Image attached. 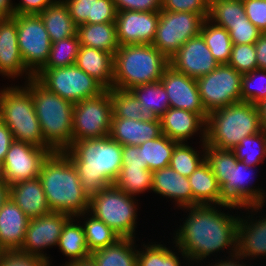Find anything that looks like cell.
<instances>
[{
	"label": "cell",
	"mask_w": 266,
	"mask_h": 266,
	"mask_svg": "<svg viewBox=\"0 0 266 266\" xmlns=\"http://www.w3.org/2000/svg\"><path fill=\"white\" fill-rule=\"evenodd\" d=\"M225 209H242L234 204H205L183 208L189 215L173 237L178 253L189 264L201 263L213 253H220L228 248L229 255L237 253V227L240 215L224 213ZM222 211V212H221ZM231 250V251H229ZM191 260V261H190ZM193 261V262H192ZM192 262V263H191Z\"/></svg>",
	"instance_id": "obj_1"
},
{
	"label": "cell",
	"mask_w": 266,
	"mask_h": 266,
	"mask_svg": "<svg viewBox=\"0 0 266 266\" xmlns=\"http://www.w3.org/2000/svg\"><path fill=\"white\" fill-rule=\"evenodd\" d=\"M63 152L76 167L83 191L89 198L113 185L122 167V145L109 136L72 141Z\"/></svg>",
	"instance_id": "obj_2"
},
{
	"label": "cell",
	"mask_w": 266,
	"mask_h": 266,
	"mask_svg": "<svg viewBox=\"0 0 266 266\" xmlns=\"http://www.w3.org/2000/svg\"><path fill=\"white\" fill-rule=\"evenodd\" d=\"M39 179L52 212L76 217L88 211L90 198L83 191L76 167L63 151L49 154L42 163Z\"/></svg>",
	"instance_id": "obj_3"
},
{
	"label": "cell",
	"mask_w": 266,
	"mask_h": 266,
	"mask_svg": "<svg viewBox=\"0 0 266 266\" xmlns=\"http://www.w3.org/2000/svg\"><path fill=\"white\" fill-rule=\"evenodd\" d=\"M205 160L209 163L221 188L222 196L228 203L239 207L266 204L265 190L253 187L251 184L253 180L250 179L256 175L253 173L256 167L239 161L232 150L209 146L206 142Z\"/></svg>",
	"instance_id": "obj_4"
},
{
	"label": "cell",
	"mask_w": 266,
	"mask_h": 266,
	"mask_svg": "<svg viewBox=\"0 0 266 266\" xmlns=\"http://www.w3.org/2000/svg\"><path fill=\"white\" fill-rule=\"evenodd\" d=\"M168 66L169 59L152 44L119 46L114 54L112 88L130 90L160 81Z\"/></svg>",
	"instance_id": "obj_5"
},
{
	"label": "cell",
	"mask_w": 266,
	"mask_h": 266,
	"mask_svg": "<svg viewBox=\"0 0 266 266\" xmlns=\"http://www.w3.org/2000/svg\"><path fill=\"white\" fill-rule=\"evenodd\" d=\"M31 95L45 142L56 152L72 144L74 103L31 78Z\"/></svg>",
	"instance_id": "obj_6"
},
{
	"label": "cell",
	"mask_w": 266,
	"mask_h": 266,
	"mask_svg": "<svg viewBox=\"0 0 266 266\" xmlns=\"http://www.w3.org/2000/svg\"><path fill=\"white\" fill-rule=\"evenodd\" d=\"M261 131L257 106L241 101L208 114L206 144L232 150L244 137Z\"/></svg>",
	"instance_id": "obj_7"
},
{
	"label": "cell",
	"mask_w": 266,
	"mask_h": 266,
	"mask_svg": "<svg viewBox=\"0 0 266 266\" xmlns=\"http://www.w3.org/2000/svg\"><path fill=\"white\" fill-rule=\"evenodd\" d=\"M1 120L16 141L37 147L51 148L44 140L31 95V79L24 87L5 86L1 89Z\"/></svg>",
	"instance_id": "obj_8"
},
{
	"label": "cell",
	"mask_w": 266,
	"mask_h": 266,
	"mask_svg": "<svg viewBox=\"0 0 266 266\" xmlns=\"http://www.w3.org/2000/svg\"><path fill=\"white\" fill-rule=\"evenodd\" d=\"M135 197L128 195L114 184L90 197L88 212L121 238H134L137 228V206Z\"/></svg>",
	"instance_id": "obj_9"
},
{
	"label": "cell",
	"mask_w": 266,
	"mask_h": 266,
	"mask_svg": "<svg viewBox=\"0 0 266 266\" xmlns=\"http://www.w3.org/2000/svg\"><path fill=\"white\" fill-rule=\"evenodd\" d=\"M34 77L48 90L72 103L97 97L106 90L76 64L41 68Z\"/></svg>",
	"instance_id": "obj_10"
},
{
	"label": "cell",
	"mask_w": 266,
	"mask_h": 266,
	"mask_svg": "<svg viewBox=\"0 0 266 266\" xmlns=\"http://www.w3.org/2000/svg\"><path fill=\"white\" fill-rule=\"evenodd\" d=\"M113 118L110 89L74 103L72 141L109 136Z\"/></svg>",
	"instance_id": "obj_11"
},
{
	"label": "cell",
	"mask_w": 266,
	"mask_h": 266,
	"mask_svg": "<svg viewBox=\"0 0 266 266\" xmlns=\"http://www.w3.org/2000/svg\"><path fill=\"white\" fill-rule=\"evenodd\" d=\"M204 20L201 14L160 11L152 45L170 59L190 38L200 34Z\"/></svg>",
	"instance_id": "obj_12"
},
{
	"label": "cell",
	"mask_w": 266,
	"mask_h": 266,
	"mask_svg": "<svg viewBox=\"0 0 266 266\" xmlns=\"http://www.w3.org/2000/svg\"><path fill=\"white\" fill-rule=\"evenodd\" d=\"M242 73L228 64L196 79L201 102L205 111H212L241 102Z\"/></svg>",
	"instance_id": "obj_13"
},
{
	"label": "cell",
	"mask_w": 266,
	"mask_h": 266,
	"mask_svg": "<svg viewBox=\"0 0 266 266\" xmlns=\"http://www.w3.org/2000/svg\"><path fill=\"white\" fill-rule=\"evenodd\" d=\"M18 46L26 68L35 75L46 63L51 40L38 14H17Z\"/></svg>",
	"instance_id": "obj_14"
},
{
	"label": "cell",
	"mask_w": 266,
	"mask_h": 266,
	"mask_svg": "<svg viewBox=\"0 0 266 266\" xmlns=\"http://www.w3.org/2000/svg\"><path fill=\"white\" fill-rule=\"evenodd\" d=\"M52 152H55L52 148L15 140L3 161L5 181L12 185L39 177L42 163Z\"/></svg>",
	"instance_id": "obj_15"
},
{
	"label": "cell",
	"mask_w": 266,
	"mask_h": 266,
	"mask_svg": "<svg viewBox=\"0 0 266 266\" xmlns=\"http://www.w3.org/2000/svg\"><path fill=\"white\" fill-rule=\"evenodd\" d=\"M70 217L66 213L51 212L30 219L25 240L19 252L44 258L48 260L49 266H51L50 257L46 253L44 254L43 250L58 245L64 224Z\"/></svg>",
	"instance_id": "obj_16"
},
{
	"label": "cell",
	"mask_w": 266,
	"mask_h": 266,
	"mask_svg": "<svg viewBox=\"0 0 266 266\" xmlns=\"http://www.w3.org/2000/svg\"><path fill=\"white\" fill-rule=\"evenodd\" d=\"M170 101V107L197 113L205 122L208 113L201 102L196 79L168 66L160 79Z\"/></svg>",
	"instance_id": "obj_17"
},
{
	"label": "cell",
	"mask_w": 266,
	"mask_h": 266,
	"mask_svg": "<svg viewBox=\"0 0 266 266\" xmlns=\"http://www.w3.org/2000/svg\"><path fill=\"white\" fill-rule=\"evenodd\" d=\"M219 65L201 34L190 38L169 59V66L175 71L194 79L209 74Z\"/></svg>",
	"instance_id": "obj_18"
},
{
	"label": "cell",
	"mask_w": 266,
	"mask_h": 266,
	"mask_svg": "<svg viewBox=\"0 0 266 266\" xmlns=\"http://www.w3.org/2000/svg\"><path fill=\"white\" fill-rule=\"evenodd\" d=\"M160 11H119L115 19L119 46L152 44L155 37Z\"/></svg>",
	"instance_id": "obj_19"
},
{
	"label": "cell",
	"mask_w": 266,
	"mask_h": 266,
	"mask_svg": "<svg viewBox=\"0 0 266 266\" xmlns=\"http://www.w3.org/2000/svg\"><path fill=\"white\" fill-rule=\"evenodd\" d=\"M264 204H251L243 206L249 216H240L237 227V253L243 258L256 259L258 257L266 258V215L254 220L249 212H258ZM249 209L251 211H249ZM245 219H244V218ZM251 217V218H250ZM247 218V219H246Z\"/></svg>",
	"instance_id": "obj_20"
},
{
	"label": "cell",
	"mask_w": 266,
	"mask_h": 266,
	"mask_svg": "<svg viewBox=\"0 0 266 266\" xmlns=\"http://www.w3.org/2000/svg\"><path fill=\"white\" fill-rule=\"evenodd\" d=\"M34 75L26 68L18 46L17 24L11 19H0V74L9 78ZM28 79V80H27Z\"/></svg>",
	"instance_id": "obj_21"
},
{
	"label": "cell",
	"mask_w": 266,
	"mask_h": 266,
	"mask_svg": "<svg viewBox=\"0 0 266 266\" xmlns=\"http://www.w3.org/2000/svg\"><path fill=\"white\" fill-rule=\"evenodd\" d=\"M160 122L162 134L173 141L187 143L200 131V141L206 142V122L197 113L170 107L160 117Z\"/></svg>",
	"instance_id": "obj_22"
},
{
	"label": "cell",
	"mask_w": 266,
	"mask_h": 266,
	"mask_svg": "<svg viewBox=\"0 0 266 266\" xmlns=\"http://www.w3.org/2000/svg\"><path fill=\"white\" fill-rule=\"evenodd\" d=\"M162 135L160 118L143 120L112 118L109 137L121 145L139 146Z\"/></svg>",
	"instance_id": "obj_23"
},
{
	"label": "cell",
	"mask_w": 266,
	"mask_h": 266,
	"mask_svg": "<svg viewBox=\"0 0 266 266\" xmlns=\"http://www.w3.org/2000/svg\"><path fill=\"white\" fill-rule=\"evenodd\" d=\"M29 220L9 197L0 208V248L3 252L20 250Z\"/></svg>",
	"instance_id": "obj_24"
},
{
	"label": "cell",
	"mask_w": 266,
	"mask_h": 266,
	"mask_svg": "<svg viewBox=\"0 0 266 266\" xmlns=\"http://www.w3.org/2000/svg\"><path fill=\"white\" fill-rule=\"evenodd\" d=\"M163 197L174 199L176 207L193 206V194L188 177L180 175L170 166L153 171L152 190Z\"/></svg>",
	"instance_id": "obj_25"
},
{
	"label": "cell",
	"mask_w": 266,
	"mask_h": 266,
	"mask_svg": "<svg viewBox=\"0 0 266 266\" xmlns=\"http://www.w3.org/2000/svg\"><path fill=\"white\" fill-rule=\"evenodd\" d=\"M9 197L30 219L52 212L39 177L10 185Z\"/></svg>",
	"instance_id": "obj_26"
},
{
	"label": "cell",
	"mask_w": 266,
	"mask_h": 266,
	"mask_svg": "<svg viewBox=\"0 0 266 266\" xmlns=\"http://www.w3.org/2000/svg\"><path fill=\"white\" fill-rule=\"evenodd\" d=\"M97 80L106 90L113 86L114 55L106 51L80 46L75 63Z\"/></svg>",
	"instance_id": "obj_27"
},
{
	"label": "cell",
	"mask_w": 266,
	"mask_h": 266,
	"mask_svg": "<svg viewBox=\"0 0 266 266\" xmlns=\"http://www.w3.org/2000/svg\"><path fill=\"white\" fill-rule=\"evenodd\" d=\"M74 23L115 22L117 10L113 0H63Z\"/></svg>",
	"instance_id": "obj_28"
},
{
	"label": "cell",
	"mask_w": 266,
	"mask_h": 266,
	"mask_svg": "<svg viewBox=\"0 0 266 266\" xmlns=\"http://www.w3.org/2000/svg\"><path fill=\"white\" fill-rule=\"evenodd\" d=\"M193 194V206L205 204H227L223 198L217 178L205 160L188 177Z\"/></svg>",
	"instance_id": "obj_29"
},
{
	"label": "cell",
	"mask_w": 266,
	"mask_h": 266,
	"mask_svg": "<svg viewBox=\"0 0 266 266\" xmlns=\"http://www.w3.org/2000/svg\"><path fill=\"white\" fill-rule=\"evenodd\" d=\"M38 15L45 25L51 43L77 35V25L63 0H56Z\"/></svg>",
	"instance_id": "obj_30"
},
{
	"label": "cell",
	"mask_w": 266,
	"mask_h": 266,
	"mask_svg": "<svg viewBox=\"0 0 266 266\" xmlns=\"http://www.w3.org/2000/svg\"><path fill=\"white\" fill-rule=\"evenodd\" d=\"M80 46L100 49L111 54L119 49L115 22L88 24L77 26Z\"/></svg>",
	"instance_id": "obj_31"
},
{
	"label": "cell",
	"mask_w": 266,
	"mask_h": 266,
	"mask_svg": "<svg viewBox=\"0 0 266 266\" xmlns=\"http://www.w3.org/2000/svg\"><path fill=\"white\" fill-rule=\"evenodd\" d=\"M75 218V219H74ZM76 217H70L64 224L63 231L59 237L58 247L60 251L69 257V262H65L68 266L74 262L81 261L90 257V252L88 250L85 232L82 225L76 222Z\"/></svg>",
	"instance_id": "obj_32"
},
{
	"label": "cell",
	"mask_w": 266,
	"mask_h": 266,
	"mask_svg": "<svg viewBox=\"0 0 266 266\" xmlns=\"http://www.w3.org/2000/svg\"><path fill=\"white\" fill-rule=\"evenodd\" d=\"M135 241V242H134ZM134 238H120L113 245L90 254L97 266H137V252Z\"/></svg>",
	"instance_id": "obj_33"
},
{
	"label": "cell",
	"mask_w": 266,
	"mask_h": 266,
	"mask_svg": "<svg viewBox=\"0 0 266 266\" xmlns=\"http://www.w3.org/2000/svg\"><path fill=\"white\" fill-rule=\"evenodd\" d=\"M130 91L149 117L160 118L170 108L169 98L160 81L136 86Z\"/></svg>",
	"instance_id": "obj_34"
},
{
	"label": "cell",
	"mask_w": 266,
	"mask_h": 266,
	"mask_svg": "<svg viewBox=\"0 0 266 266\" xmlns=\"http://www.w3.org/2000/svg\"><path fill=\"white\" fill-rule=\"evenodd\" d=\"M85 215L88 216L86 217ZM80 217L83 218V220H86L82 226L84 228L86 244L90 253L113 245L121 238L112 228L108 227L102 220L89 214L88 211L76 216L78 219Z\"/></svg>",
	"instance_id": "obj_35"
},
{
	"label": "cell",
	"mask_w": 266,
	"mask_h": 266,
	"mask_svg": "<svg viewBox=\"0 0 266 266\" xmlns=\"http://www.w3.org/2000/svg\"><path fill=\"white\" fill-rule=\"evenodd\" d=\"M200 34L215 60L219 64H228L233 45L229 32L225 28L219 27L205 19L202 23Z\"/></svg>",
	"instance_id": "obj_36"
},
{
	"label": "cell",
	"mask_w": 266,
	"mask_h": 266,
	"mask_svg": "<svg viewBox=\"0 0 266 266\" xmlns=\"http://www.w3.org/2000/svg\"><path fill=\"white\" fill-rule=\"evenodd\" d=\"M178 142L162 134L158 138L146 141L139 145L142 148L143 163L150 171L169 166L173 150Z\"/></svg>",
	"instance_id": "obj_37"
},
{
	"label": "cell",
	"mask_w": 266,
	"mask_h": 266,
	"mask_svg": "<svg viewBox=\"0 0 266 266\" xmlns=\"http://www.w3.org/2000/svg\"><path fill=\"white\" fill-rule=\"evenodd\" d=\"M247 18L242 0H210L208 20L225 28L228 24L245 22Z\"/></svg>",
	"instance_id": "obj_38"
},
{
	"label": "cell",
	"mask_w": 266,
	"mask_h": 266,
	"mask_svg": "<svg viewBox=\"0 0 266 266\" xmlns=\"http://www.w3.org/2000/svg\"><path fill=\"white\" fill-rule=\"evenodd\" d=\"M153 171L148 168H121L114 185L131 196L152 190Z\"/></svg>",
	"instance_id": "obj_39"
},
{
	"label": "cell",
	"mask_w": 266,
	"mask_h": 266,
	"mask_svg": "<svg viewBox=\"0 0 266 266\" xmlns=\"http://www.w3.org/2000/svg\"><path fill=\"white\" fill-rule=\"evenodd\" d=\"M113 118L143 120L149 117L139 100L130 90L110 89Z\"/></svg>",
	"instance_id": "obj_40"
},
{
	"label": "cell",
	"mask_w": 266,
	"mask_h": 266,
	"mask_svg": "<svg viewBox=\"0 0 266 266\" xmlns=\"http://www.w3.org/2000/svg\"><path fill=\"white\" fill-rule=\"evenodd\" d=\"M232 151L239 161L257 167L266 159V132L262 130L244 137Z\"/></svg>",
	"instance_id": "obj_41"
},
{
	"label": "cell",
	"mask_w": 266,
	"mask_h": 266,
	"mask_svg": "<svg viewBox=\"0 0 266 266\" xmlns=\"http://www.w3.org/2000/svg\"><path fill=\"white\" fill-rule=\"evenodd\" d=\"M201 146L202 155L187 143H178L173 150L169 166L180 175L189 177L205 161V142H202Z\"/></svg>",
	"instance_id": "obj_42"
},
{
	"label": "cell",
	"mask_w": 266,
	"mask_h": 266,
	"mask_svg": "<svg viewBox=\"0 0 266 266\" xmlns=\"http://www.w3.org/2000/svg\"><path fill=\"white\" fill-rule=\"evenodd\" d=\"M80 48L78 35L62 39L51 44L48 60L42 68L71 66L76 63Z\"/></svg>",
	"instance_id": "obj_43"
},
{
	"label": "cell",
	"mask_w": 266,
	"mask_h": 266,
	"mask_svg": "<svg viewBox=\"0 0 266 266\" xmlns=\"http://www.w3.org/2000/svg\"><path fill=\"white\" fill-rule=\"evenodd\" d=\"M137 252V266H181L179 257L162 244H143Z\"/></svg>",
	"instance_id": "obj_44"
},
{
	"label": "cell",
	"mask_w": 266,
	"mask_h": 266,
	"mask_svg": "<svg viewBox=\"0 0 266 266\" xmlns=\"http://www.w3.org/2000/svg\"><path fill=\"white\" fill-rule=\"evenodd\" d=\"M257 80L260 82L256 84ZM264 99H266V70L255 69L243 74L241 101L257 105Z\"/></svg>",
	"instance_id": "obj_45"
},
{
	"label": "cell",
	"mask_w": 266,
	"mask_h": 266,
	"mask_svg": "<svg viewBox=\"0 0 266 266\" xmlns=\"http://www.w3.org/2000/svg\"><path fill=\"white\" fill-rule=\"evenodd\" d=\"M228 65L242 74L257 69L255 45L233 44Z\"/></svg>",
	"instance_id": "obj_46"
},
{
	"label": "cell",
	"mask_w": 266,
	"mask_h": 266,
	"mask_svg": "<svg viewBox=\"0 0 266 266\" xmlns=\"http://www.w3.org/2000/svg\"><path fill=\"white\" fill-rule=\"evenodd\" d=\"M210 0H162L161 11L190 12L208 19Z\"/></svg>",
	"instance_id": "obj_47"
},
{
	"label": "cell",
	"mask_w": 266,
	"mask_h": 266,
	"mask_svg": "<svg viewBox=\"0 0 266 266\" xmlns=\"http://www.w3.org/2000/svg\"><path fill=\"white\" fill-rule=\"evenodd\" d=\"M228 32L232 44H254L262 34L248 18H245V22L228 24Z\"/></svg>",
	"instance_id": "obj_48"
},
{
	"label": "cell",
	"mask_w": 266,
	"mask_h": 266,
	"mask_svg": "<svg viewBox=\"0 0 266 266\" xmlns=\"http://www.w3.org/2000/svg\"><path fill=\"white\" fill-rule=\"evenodd\" d=\"M0 266H49V262L44 258L19 251H6L0 256Z\"/></svg>",
	"instance_id": "obj_49"
},
{
	"label": "cell",
	"mask_w": 266,
	"mask_h": 266,
	"mask_svg": "<svg viewBox=\"0 0 266 266\" xmlns=\"http://www.w3.org/2000/svg\"><path fill=\"white\" fill-rule=\"evenodd\" d=\"M248 20L266 33V0H242Z\"/></svg>",
	"instance_id": "obj_50"
},
{
	"label": "cell",
	"mask_w": 266,
	"mask_h": 266,
	"mask_svg": "<svg viewBox=\"0 0 266 266\" xmlns=\"http://www.w3.org/2000/svg\"><path fill=\"white\" fill-rule=\"evenodd\" d=\"M117 12L119 11H143L157 12L162 9V0H113Z\"/></svg>",
	"instance_id": "obj_51"
},
{
	"label": "cell",
	"mask_w": 266,
	"mask_h": 266,
	"mask_svg": "<svg viewBox=\"0 0 266 266\" xmlns=\"http://www.w3.org/2000/svg\"><path fill=\"white\" fill-rule=\"evenodd\" d=\"M121 168H147L143 163L142 148L139 146L122 145Z\"/></svg>",
	"instance_id": "obj_52"
},
{
	"label": "cell",
	"mask_w": 266,
	"mask_h": 266,
	"mask_svg": "<svg viewBox=\"0 0 266 266\" xmlns=\"http://www.w3.org/2000/svg\"><path fill=\"white\" fill-rule=\"evenodd\" d=\"M55 1L56 0H21L18 4L14 3L15 15L39 14Z\"/></svg>",
	"instance_id": "obj_53"
},
{
	"label": "cell",
	"mask_w": 266,
	"mask_h": 266,
	"mask_svg": "<svg viewBox=\"0 0 266 266\" xmlns=\"http://www.w3.org/2000/svg\"><path fill=\"white\" fill-rule=\"evenodd\" d=\"M15 141L7 125L0 120V162L3 163L10 145Z\"/></svg>",
	"instance_id": "obj_54"
},
{
	"label": "cell",
	"mask_w": 266,
	"mask_h": 266,
	"mask_svg": "<svg viewBox=\"0 0 266 266\" xmlns=\"http://www.w3.org/2000/svg\"><path fill=\"white\" fill-rule=\"evenodd\" d=\"M254 45L256 51L257 69L266 70V33H262Z\"/></svg>",
	"instance_id": "obj_55"
},
{
	"label": "cell",
	"mask_w": 266,
	"mask_h": 266,
	"mask_svg": "<svg viewBox=\"0 0 266 266\" xmlns=\"http://www.w3.org/2000/svg\"><path fill=\"white\" fill-rule=\"evenodd\" d=\"M229 257H231V258H229ZM226 258H227L226 260L225 259H223V260L222 259H218L215 262H213L215 264H212V262H211V264L209 263L206 266H246V264H244L243 261H241L242 263H240V260H243V259L245 260V258H243L238 253L232 254L231 256H228Z\"/></svg>",
	"instance_id": "obj_56"
},
{
	"label": "cell",
	"mask_w": 266,
	"mask_h": 266,
	"mask_svg": "<svg viewBox=\"0 0 266 266\" xmlns=\"http://www.w3.org/2000/svg\"><path fill=\"white\" fill-rule=\"evenodd\" d=\"M12 0H0V19H11L15 16Z\"/></svg>",
	"instance_id": "obj_57"
},
{
	"label": "cell",
	"mask_w": 266,
	"mask_h": 266,
	"mask_svg": "<svg viewBox=\"0 0 266 266\" xmlns=\"http://www.w3.org/2000/svg\"><path fill=\"white\" fill-rule=\"evenodd\" d=\"M256 106L259 113L261 128L266 132V99L259 102Z\"/></svg>",
	"instance_id": "obj_58"
},
{
	"label": "cell",
	"mask_w": 266,
	"mask_h": 266,
	"mask_svg": "<svg viewBox=\"0 0 266 266\" xmlns=\"http://www.w3.org/2000/svg\"><path fill=\"white\" fill-rule=\"evenodd\" d=\"M10 196V185L4 181L0 183V208Z\"/></svg>",
	"instance_id": "obj_59"
},
{
	"label": "cell",
	"mask_w": 266,
	"mask_h": 266,
	"mask_svg": "<svg viewBox=\"0 0 266 266\" xmlns=\"http://www.w3.org/2000/svg\"><path fill=\"white\" fill-rule=\"evenodd\" d=\"M68 266H97L96 262L93 260V258L90 256L86 259H82L81 261L74 262Z\"/></svg>",
	"instance_id": "obj_60"
},
{
	"label": "cell",
	"mask_w": 266,
	"mask_h": 266,
	"mask_svg": "<svg viewBox=\"0 0 266 266\" xmlns=\"http://www.w3.org/2000/svg\"><path fill=\"white\" fill-rule=\"evenodd\" d=\"M5 181L3 163L0 162V183Z\"/></svg>",
	"instance_id": "obj_61"
},
{
	"label": "cell",
	"mask_w": 266,
	"mask_h": 266,
	"mask_svg": "<svg viewBox=\"0 0 266 266\" xmlns=\"http://www.w3.org/2000/svg\"><path fill=\"white\" fill-rule=\"evenodd\" d=\"M0 120H1V89H0Z\"/></svg>",
	"instance_id": "obj_62"
},
{
	"label": "cell",
	"mask_w": 266,
	"mask_h": 266,
	"mask_svg": "<svg viewBox=\"0 0 266 266\" xmlns=\"http://www.w3.org/2000/svg\"><path fill=\"white\" fill-rule=\"evenodd\" d=\"M4 252L2 251V249L0 248V256L3 254Z\"/></svg>",
	"instance_id": "obj_63"
}]
</instances>
